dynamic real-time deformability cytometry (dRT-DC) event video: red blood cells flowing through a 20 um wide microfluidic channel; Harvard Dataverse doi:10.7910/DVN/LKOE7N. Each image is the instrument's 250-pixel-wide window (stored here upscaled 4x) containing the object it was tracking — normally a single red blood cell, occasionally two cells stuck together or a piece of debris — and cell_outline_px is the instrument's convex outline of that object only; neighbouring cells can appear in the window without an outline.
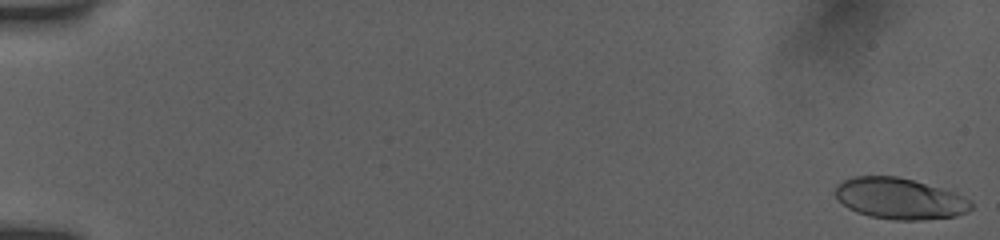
{"species": "human", "species_latin": "Homo sapiens", "temperature_condition": "room temperature", "stored_images_in_passage": 54, "camera_frame_rate_fps": 3000, "um_per_image_px": 0.085, "donor": {"sex": "female"}, "frame": {"image": 1, "passage_image": 1, "time_ms": 0.0, "image_size_px": [1000, 240], "cell_outline_px": [[972, 208], [968, 212], [956, 216], [920, 220], [892, 220], [868, 216], [856, 212], [848, 208], [836, 196], [836, 184], [844, 180], [856, 176], [896, 176], [912, 180], [956, 192], [972, 200]], "centroid_in_image_um": [76.51, 16.89], "position_along_channel_um": 8.5, "area_um2": 32.66}}
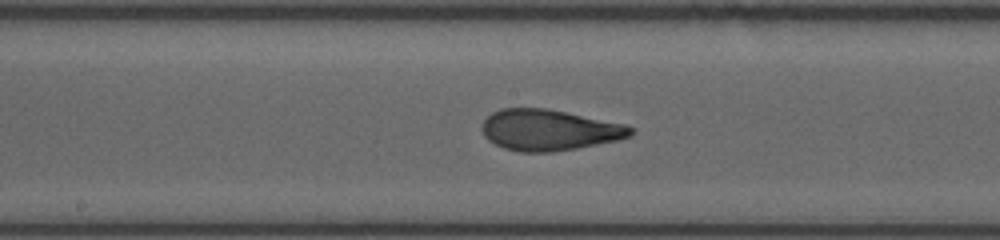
{"frame": {"image": 2, "passage_image": 30, "time_ms": 9.667, "image_size_px": [1000, 240], "cell_outline_px": [[636, 132], [632, 136], [620, 140], [576, 148], [552, 152], [520, 152], [504, 148], [488, 140], [484, 136], [480, 128], [484, 120], [492, 112], [500, 108], [548, 108], [628, 124], [636, 128]], "centroid_in_image_um": [46.73, 11.04], "position_along_channel_um": 201.5, "area_um2": 36.13}}
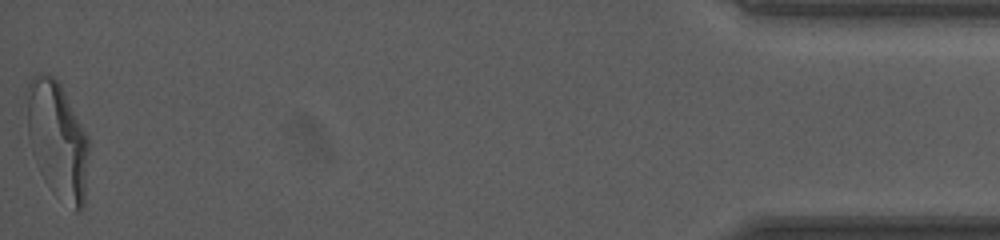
{"frame": {"image": 3, "passage_image": 54, "time_ms": 17.667, "image_size_px": [1000, 240], "cell_outline_px": [[88, 152], [84, 204], [80, 212], [76, 212], [28, 136], [24, 92], [32, 76], [36, 72], [48, 72], [60, 84], [88, 136]], "centroid_in_image_um": [4.91, 11.52], "position_along_channel_um": 430.3, "area_um2": 38.67}, "authors_computed_cell_mechanics": {"area_um2": 35.0268, "velocity_mm_per_s": 3.9099, "shape_relaxation_time_tau1_ms": 6.1596, "shape_relaxation_time_tau2_ms": 1.0427, "deformation_change_tau1": 0.2411, "deformation_change_tau2": 0.0875}}